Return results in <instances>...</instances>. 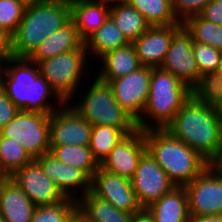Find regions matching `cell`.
<instances>
[{"label": "cell", "mask_w": 222, "mask_h": 222, "mask_svg": "<svg viewBox=\"0 0 222 222\" xmlns=\"http://www.w3.org/2000/svg\"><path fill=\"white\" fill-rule=\"evenodd\" d=\"M165 129L210 164L222 144V113L192 95Z\"/></svg>", "instance_id": "cell-1"}, {"label": "cell", "mask_w": 222, "mask_h": 222, "mask_svg": "<svg viewBox=\"0 0 222 222\" xmlns=\"http://www.w3.org/2000/svg\"><path fill=\"white\" fill-rule=\"evenodd\" d=\"M7 63L0 70V82L19 110L51 114L65 103L41 75L38 64L14 56ZM51 97L59 106L50 102Z\"/></svg>", "instance_id": "cell-2"}, {"label": "cell", "mask_w": 222, "mask_h": 222, "mask_svg": "<svg viewBox=\"0 0 222 222\" xmlns=\"http://www.w3.org/2000/svg\"><path fill=\"white\" fill-rule=\"evenodd\" d=\"M70 21L69 0H47L26 5L23 18L12 35L14 57L29 58L45 37Z\"/></svg>", "instance_id": "cell-3"}, {"label": "cell", "mask_w": 222, "mask_h": 222, "mask_svg": "<svg viewBox=\"0 0 222 222\" xmlns=\"http://www.w3.org/2000/svg\"><path fill=\"white\" fill-rule=\"evenodd\" d=\"M146 148L176 186H185L210 164L166 129L144 131Z\"/></svg>", "instance_id": "cell-4"}, {"label": "cell", "mask_w": 222, "mask_h": 222, "mask_svg": "<svg viewBox=\"0 0 222 222\" xmlns=\"http://www.w3.org/2000/svg\"><path fill=\"white\" fill-rule=\"evenodd\" d=\"M191 96L192 90L171 72L152 68L148 100L143 116L136 121L138 129H165ZM146 119H152L155 125Z\"/></svg>", "instance_id": "cell-5"}, {"label": "cell", "mask_w": 222, "mask_h": 222, "mask_svg": "<svg viewBox=\"0 0 222 222\" xmlns=\"http://www.w3.org/2000/svg\"><path fill=\"white\" fill-rule=\"evenodd\" d=\"M93 80L83 100L71 107L92 126H113L125 135L135 132L138 129L136 120L117 103L109 83L98 77Z\"/></svg>", "instance_id": "cell-6"}, {"label": "cell", "mask_w": 222, "mask_h": 222, "mask_svg": "<svg viewBox=\"0 0 222 222\" xmlns=\"http://www.w3.org/2000/svg\"><path fill=\"white\" fill-rule=\"evenodd\" d=\"M88 53L85 43L73 51L62 53L58 56L40 62V73L49 83L50 87L65 102L72 104V99H76V91L80 90V80L88 69ZM86 64V65H85ZM85 67V68H84ZM78 88V89H77ZM74 95V97H73Z\"/></svg>", "instance_id": "cell-7"}, {"label": "cell", "mask_w": 222, "mask_h": 222, "mask_svg": "<svg viewBox=\"0 0 222 222\" xmlns=\"http://www.w3.org/2000/svg\"><path fill=\"white\" fill-rule=\"evenodd\" d=\"M0 135L22 145L35 159L50 152V114L20 110Z\"/></svg>", "instance_id": "cell-8"}, {"label": "cell", "mask_w": 222, "mask_h": 222, "mask_svg": "<svg viewBox=\"0 0 222 222\" xmlns=\"http://www.w3.org/2000/svg\"><path fill=\"white\" fill-rule=\"evenodd\" d=\"M184 187L188 196L189 215H222V175L210 165Z\"/></svg>", "instance_id": "cell-9"}, {"label": "cell", "mask_w": 222, "mask_h": 222, "mask_svg": "<svg viewBox=\"0 0 222 222\" xmlns=\"http://www.w3.org/2000/svg\"><path fill=\"white\" fill-rule=\"evenodd\" d=\"M151 75L152 68L142 66L108 82L117 103L136 121L142 116L148 100Z\"/></svg>", "instance_id": "cell-10"}, {"label": "cell", "mask_w": 222, "mask_h": 222, "mask_svg": "<svg viewBox=\"0 0 222 222\" xmlns=\"http://www.w3.org/2000/svg\"><path fill=\"white\" fill-rule=\"evenodd\" d=\"M90 192L122 211L135 214L144 209L130 179L110 173L101 167L91 177Z\"/></svg>", "instance_id": "cell-11"}, {"label": "cell", "mask_w": 222, "mask_h": 222, "mask_svg": "<svg viewBox=\"0 0 222 222\" xmlns=\"http://www.w3.org/2000/svg\"><path fill=\"white\" fill-rule=\"evenodd\" d=\"M161 68L171 72L191 90L199 83L200 73L193 52L192 36L184 26L174 34Z\"/></svg>", "instance_id": "cell-12"}, {"label": "cell", "mask_w": 222, "mask_h": 222, "mask_svg": "<svg viewBox=\"0 0 222 222\" xmlns=\"http://www.w3.org/2000/svg\"><path fill=\"white\" fill-rule=\"evenodd\" d=\"M130 180L143 208H147L176 187L148 151L140 158L138 167Z\"/></svg>", "instance_id": "cell-13"}, {"label": "cell", "mask_w": 222, "mask_h": 222, "mask_svg": "<svg viewBox=\"0 0 222 222\" xmlns=\"http://www.w3.org/2000/svg\"><path fill=\"white\" fill-rule=\"evenodd\" d=\"M68 104L50 114V145L89 146L92 125Z\"/></svg>", "instance_id": "cell-14"}, {"label": "cell", "mask_w": 222, "mask_h": 222, "mask_svg": "<svg viewBox=\"0 0 222 222\" xmlns=\"http://www.w3.org/2000/svg\"><path fill=\"white\" fill-rule=\"evenodd\" d=\"M147 151L144 131L124 136L102 161L100 167L110 173L131 179L138 167L140 158Z\"/></svg>", "instance_id": "cell-15"}, {"label": "cell", "mask_w": 222, "mask_h": 222, "mask_svg": "<svg viewBox=\"0 0 222 222\" xmlns=\"http://www.w3.org/2000/svg\"><path fill=\"white\" fill-rule=\"evenodd\" d=\"M11 178L36 206L51 205L65 199L35 159L17 170Z\"/></svg>", "instance_id": "cell-16"}, {"label": "cell", "mask_w": 222, "mask_h": 222, "mask_svg": "<svg viewBox=\"0 0 222 222\" xmlns=\"http://www.w3.org/2000/svg\"><path fill=\"white\" fill-rule=\"evenodd\" d=\"M43 172L55 183L65 198L76 200V189H81L84 196L91 189V177L82 169L58 160L52 153L35 158ZM74 189V192H73Z\"/></svg>", "instance_id": "cell-17"}, {"label": "cell", "mask_w": 222, "mask_h": 222, "mask_svg": "<svg viewBox=\"0 0 222 222\" xmlns=\"http://www.w3.org/2000/svg\"><path fill=\"white\" fill-rule=\"evenodd\" d=\"M182 26V23L169 26H151L135 40L133 45L141 65L151 68L161 67L174 34Z\"/></svg>", "instance_id": "cell-18"}, {"label": "cell", "mask_w": 222, "mask_h": 222, "mask_svg": "<svg viewBox=\"0 0 222 222\" xmlns=\"http://www.w3.org/2000/svg\"><path fill=\"white\" fill-rule=\"evenodd\" d=\"M70 20L85 42L110 16V4L101 0H69Z\"/></svg>", "instance_id": "cell-19"}, {"label": "cell", "mask_w": 222, "mask_h": 222, "mask_svg": "<svg viewBox=\"0 0 222 222\" xmlns=\"http://www.w3.org/2000/svg\"><path fill=\"white\" fill-rule=\"evenodd\" d=\"M36 205L11 177L0 188V215L5 222H30Z\"/></svg>", "instance_id": "cell-20"}, {"label": "cell", "mask_w": 222, "mask_h": 222, "mask_svg": "<svg viewBox=\"0 0 222 222\" xmlns=\"http://www.w3.org/2000/svg\"><path fill=\"white\" fill-rule=\"evenodd\" d=\"M83 44L84 41L79 37L77 28L70 20L58 31L45 37L29 59L39 64L46 59L80 48Z\"/></svg>", "instance_id": "cell-21"}, {"label": "cell", "mask_w": 222, "mask_h": 222, "mask_svg": "<svg viewBox=\"0 0 222 222\" xmlns=\"http://www.w3.org/2000/svg\"><path fill=\"white\" fill-rule=\"evenodd\" d=\"M146 209L155 222H186L190 216L187 191L176 186Z\"/></svg>", "instance_id": "cell-22"}, {"label": "cell", "mask_w": 222, "mask_h": 222, "mask_svg": "<svg viewBox=\"0 0 222 222\" xmlns=\"http://www.w3.org/2000/svg\"><path fill=\"white\" fill-rule=\"evenodd\" d=\"M100 59L103 66L97 77L105 82L125 76L142 67L133 43L108 51Z\"/></svg>", "instance_id": "cell-23"}, {"label": "cell", "mask_w": 222, "mask_h": 222, "mask_svg": "<svg viewBox=\"0 0 222 222\" xmlns=\"http://www.w3.org/2000/svg\"><path fill=\"white\" fill-rule=\"evenodd\" d=\"M78 212L87 222H131L133 213L117 209L90 191L84 196H77Z\"/></svg>", "instance_id": "cell-24"}, {"label": "cell", "mask_w": 222, "mask_h": 222, "mask_svg": "<svg viewBox=\"0 0 222 222\" xmlns=\"http://www.w3.org/2000/svg\"><path fill=\"white\" fill-rule=\"evenodd\" d=\"M110 17L130 43L151 27L146 18L126 1L110 4Z\"/></svg>", "instance_id": "cell-25"}, {"label": "cell", "mask_w": 222, "mask_h": 222, "mask_svg": "<svg viewBox=\"0 0 222 222\" xmlns=\"http://www.w3.org/2000/svg\"><path fill=\"white\" fill-rule=\"evenodd\" d=\"M84 43L86 45L87 53L88 55H91L90 59H92V53L93 57L96 55L100 58L108 51L123 47L130 42L109 16L105 23L102 24Z\"/></svg>", "instance_id": "cell-26"}, {"label": "cell", "mask_w": 222, "mask_h": 222, "mask_svg": "<svg viewBox=\"0 0 222 222\" xmlns=\"http://www.w3.org/2000/svg\"><path fill=\"white\" fill-rule=\"evenodd\" d=\"M50 153L58 160L84 170L90 177H92L100 167L89 146L50 145Z\"/></svg>", "instance_id": "cell-27"}, {"label": "cell", "mask_w": 222, "mask_h": 222, "mask_svg": "<svg viewBox=\"0 0 222 222\" xmlns=\"http://www.w3.org/2000/svg\"><path fill=\"white\" fill-rule=\"evenodd\" d=\"M139 11L151 26H169L178 24L173 8L172 0H126Z\"/></svg>", "instance_id": "cell-28"}, {"label": "cell", "mask_w": 222, "mask_h": 222, "mask_svg": "<svg viewBox=\"0 0 222 222\" xmlns=\"http://www.w3.org/2000/svg\"><path fill=\"white\" fill-rule=\"evenodd\" d=\"M32 160L22 145L0 135V173L11 177Z\"/></svg>", "instance_id": "cell-29"}, {"label": "cell", "mask_w": 222, "mask_h": 222, "mask_svg": "<svg viewBox=\"0 0 222 222\" xmlns=\"http://www.w3.org/2000/svg\"><path fill=\"white\" fill-rule=\"evenodd\" d=\"M124 136L126 135L119 128L113 126H92L89 148L99 164Z\"/></svg>", "instance_id": "cell-30"}, {"label": "cell", "mask_w": 222, "mask_h": 222, "mask_svg": "<svg viewBox=\"0 0 222 222\" xmlns=\"http://www.w3.org/2000/svg\"><path fill=\"white\" fill-rule=\"evenodd\" d=\"M192 40L222 51V25L203 19L200 15L188 18L183 24Z\"/></svg>", "instance_id": "cell-31"}, {"label": "cell", "mask_w": 222, "mask_h": 222, "mask_svg": "<svg viewBox=\"0 0 222 222\" xmlns=\"http://www.w3.org/2000/svg\"><path fill=\"white\" fill-rule=\"evenodd\" d=\"M78 211V202L71 198L51 204L36 206L30 222H68Z\"/></svg>", "instance_id": "cell-32"}, {"label": "cell", "mask_w": 222, "mask_h": 222, "mask_svg": "<svg viewBox=\"0 0 222 222\" xmlns=\"http://www.w3.org/2000/svg\"><path fill=\"white\" fill-rule=\"evenodd\" d=\"M221 83L222 76L219 73L203 74L199 83L192 89V95L199 102L214 106L222 113Z\"/></svg>", "instance_id": "cell-33"}, {"label": "cell", "mask_w": 222, "mask_h": 222, "mask_svg": "<svg viewBox=\"0 0 222 222\" xmlns=\"http://www.w3.org/2000/svg\"><path fill=\"white\" fill-rule=\"evenodd\" d=\"M25 7L21 0H0V27L11 36L23 18Z\"/></svg>", "instance_id": "cell-34"}, {"label": "cell", "mask_w": 222, "mask_h": 222, "mask_svg": "<svg viewBox=\"0 0 222 222\" xmlns=\"http://www.w3.org/2000/svg\"><path fill=\"white\" fill-rule=\"evenodd\" d=\"M193 52L198 65L200 77L203 74L217 71L221 51L213 47L193 41Z\"/></svg>", "instance_id": "cell-35"}, {"label": "cell", "mask_w": 222, "mask_h": 222, "mask_svg": "<svg viewBox=\"0 0 222 222\" xmlns=\"http://www.w3.org/2000/svg\"><path fill=\"white\" fill-rule=\"evenodd\" d=\"M213 0H172L173 13L179 23H184L188 18L198 16L204 7Z\"/></svg>", "instance_id": "cell-36"}, {"label": "cell", "mask_w": 222, "mask_h": 222, "mask_svg": "<svg viewBox=\"0 0 222 222\" xmlns=\"http://www.w3.org/2000/svg\"><path fill=\"white\" fill-rule=\"evenodd\" d=\"M20 110L6 96L4 87L0 82V129L6 126Z\"/></svg>", "instance_id": "cell-37"}, {"label": "cell", "mask_w": 222, "mask_h": 222, "mask_svg": "<svg viewBox=\"0 0 222 222\" xmlns=\"http://www.w3.org/2000/svg\"><path fill=\"white\" fill-rule=\"evenodd\" d=\"M200 16L216 25H222V0H213L206 5Z\"/></svg>", "instance_id": "cell-38"}, {"label": "cell", "mask_w": 222, "mask_h": 222, "mask_svg": "<svg viewBox=\"0 0 222 222\" xmlns=\"http://www.w3.org/2000/svg\"><path fill=\"white\" fill-rule=\"evenodd\" d=\"M11 37L12 36L8 32L0 27V70L4 66L3 64H7L9 59L13 56Z\"/></svg>", "instance_id": "cell-39"}, {"label": "cell", "mask_w": 222, "mask_h": 222, "mask_svg": "<svg viewBox=\"0 0 222 222\" xmlns=\"http://www.w3.org/2000/svg\"><path fill=\"white\" fill-rule=\"evenodd\" d=\"M131 222H155V220L148 212V210L144 208L142 211L137 212L133 215Z\"/></svg>", "instance_id": "cell-40"}, {"label": "cell", "mask_w": 222, "mask_h": 222, "mask_svg": "<svg viewBox=\"0 0 222 222\" xmlns=\"http://www.w3.org/2000/svg\"><path fill=\"white\" fill-rule=\"evenodd\" d=\"M186 222H220V216H195L190 215Z\"/></svg>", "instance_id": "cell-41"}, {"label": "cell", "mask_w": 222, "mask_h": 222, "mask_svg": "<svg viewBox=\"0 0 222 222\" xmlns=\"http://www.w3.org/2000/svg\"><path fill=\"white\" fill-rule=\"evenodd\" d=\"M210 166L220 175H222V144L217 157L210 163Z\"/></svg>", "instance_id": "cell-42"}, {"label": "cell", "mask_w": 222, "mask_h": 222, "mask_svg": "<svg viewBox=\"0 0 222 222\" xmlns=\"http://www.w3.org/2000/svg\"><path fill=\"white\" fill-rule=\"evenodd\" d=\"M68 222H87L85 218L77 211Z\"/></svg>", "instance_id": "cell-43"}, {"label": "cell", "mask_w": 222, "mask_h": 222, "mask_svg": "<svg viewBox=\"0 0 222 222\" xmlns=\"http://www.w3.org/2000/svg\"><path fill=\"white\" fill-rule=\"evenodd\" d=\"M25 5H29V4H35V3H40V2H44L47 0H21Z\"/></svg>", "instance_id": "cell-44"}, {"label": "cell", "mask_w": 222, "mask_h": 222, "mask_svg": "<svg viewBox=\"0 0 222 222\" xmlns=\"http://www.w3.org/2000/svg\"><path fill=\"white\" fill-rule=\"evenodd\" d=\"M216 72L222 76V51H221V56H220V60H219V64H218Z\"/></svg>", "instance_id": "cell-45"}, {"label": "cell", "mask_w": 222, "mask_h": 222, "mask_svg": "<svg viewBox=\"0 0 222 222\" xmlns=\"http://www.w3.org/2000/svg\"><path fill=\"white\" fill-rule=\"evenodd\" d=\"M101 1L112 4V3H116V2H125L126 0H101Z\"/></svg>", "instance_id": "cell-46"}, {"label": "cell", "mask_w": 222, "mask_h": 222, "mask_svg": "<svg viewBox=\"0 0 222 222\" xmlns=\"http://www.w3.org/2000/svg\"><path fill=\"white\" fill-rule=\"evenodd\" d=\"M6 177H7L6 175L0 173V188H1V185Z\"/></svg>", "instance_id": "cell-47"}, {"label": "cell", "mask_w": 222, "mask_h": 222, "mask_svg": "<svg viewBox=\"0 0 222 222\" xmlns=\"http://www.w3.org/2000/svg\"><path fill=\"white\" fill-rule=\"evenodd\" d=\"M0 222H5V220L0 215Z\"/></svg>", "instance_id": "cell-48"}, {"label": "cell", "mask_w": 222, "mask_h": 222, "mask_svg": "<svg viewBox=\"0 0 222 222\" xmlns=\"http://www.w3.org/2000/svg\"><path fill=\"white\" fill-rule=\"evenodd\" d=\"M220 92H221V94H222V83H221V86H220Z\"/></svg>", "instance_id": "cell-49"}]
</instances>
